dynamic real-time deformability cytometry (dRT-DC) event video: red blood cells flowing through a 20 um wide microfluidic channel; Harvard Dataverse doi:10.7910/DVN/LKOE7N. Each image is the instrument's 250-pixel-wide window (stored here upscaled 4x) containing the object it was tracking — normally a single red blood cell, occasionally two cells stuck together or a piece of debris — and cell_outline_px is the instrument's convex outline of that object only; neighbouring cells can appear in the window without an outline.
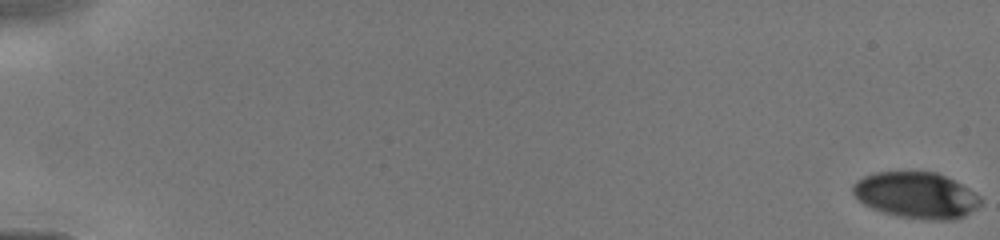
{"species": "human", "species_latin": "Homo sapiens", "temperature_condition": "cold", "stored_images_in_passage": 34, "camera_frame_rate_fps": 3000, "um_per_image_px": 0.085, "donor": {"sex": "male"}, "frame": {"image": 1, "passage_image": 1, "time_ms": 0.0, "image_size_px": [1000, 240], "cell_outline_px": [[980, 204], [976, 208], [964, 216], [952, 220], [932, 220], [900, 216], [884, 212], [872, 208], [864, 204], [852, 192], [852, 184], [856, 180], [864, 176], [876, 172], [936, 172], [968, 188], [980, 196]], "centroid_in_image_um": [77.86, 16.59], "position_along_channel_um": 7.1, "area_um2": 33.99}}
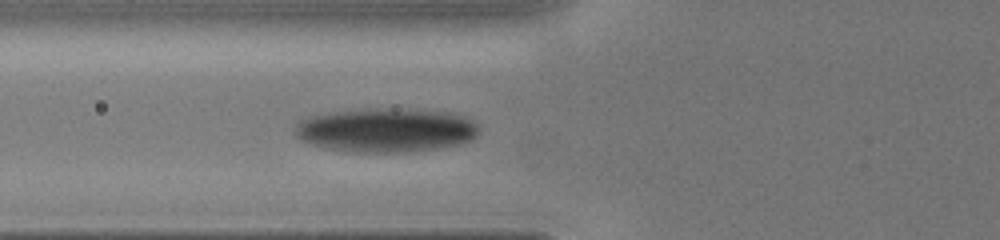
{"frame": {"image": 2, "passage_image": 21, "time_ms": 6.333, "image_size_px": [1000, 240], "cell_outline_px": [[480, 132], [476, 136], [460, 144], [436, 148], [388, 152], [356, 152], [328, 148], [312, 144], [300, 140], [296, 136], [296, 124], [312, 116], [336, 112], [364, 108], [392, 108], [448, 112], [464, 116], [480, 124]], "centroid_in_image_um": [32.86, 11.04], "position_along_channel_um": 92.9, "area_um2": 46.76}}
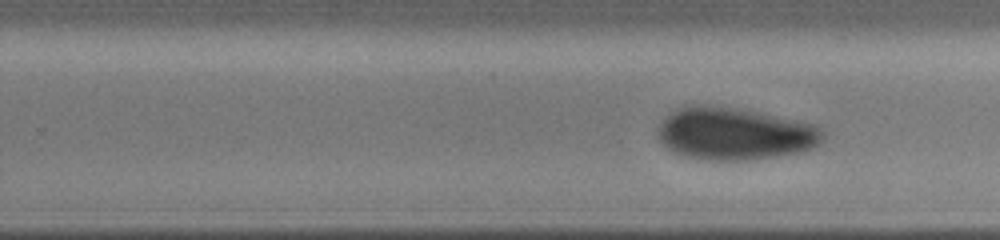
{"frame": {"image": 3, "passage_image": 34, "time_ms": 10.667, "image_size_px": [1000, 240], "cell_outline_px": [[824, 140], [820, 144], [812, 148], [800, 152], [776, 156], [748, 160], [708, 160], [688, 156], [672, 152], [660, 140], [656, 132], [656, 128], [672, 112], [680, 108], [696, 104], [708, 104], [760, 112], [812, 124], [824, 132]], "centroid_in_image_um": [62.44, 11.36], "position_along_channel_um": 267.4, "area_um2": 50.17}}